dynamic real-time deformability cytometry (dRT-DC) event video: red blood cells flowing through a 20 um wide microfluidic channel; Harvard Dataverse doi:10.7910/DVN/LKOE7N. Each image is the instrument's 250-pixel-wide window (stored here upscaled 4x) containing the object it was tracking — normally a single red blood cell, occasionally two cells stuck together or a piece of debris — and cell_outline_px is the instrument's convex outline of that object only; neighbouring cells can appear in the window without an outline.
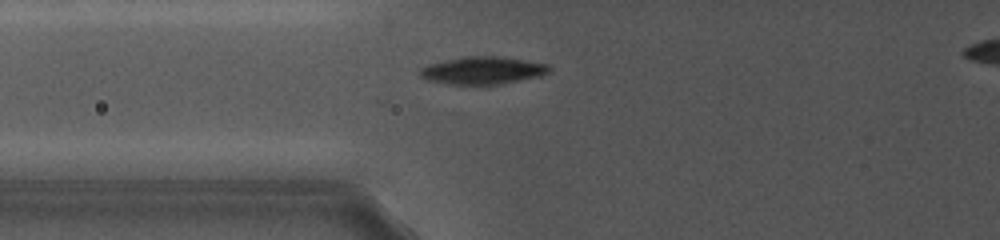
{"species": "common noctule bat (a hibernating species)", "species_latin": "Nyctalus noctula", "temperature_condition": "cold", "stored_images_in_passage": 8, "segment_of_instrument_passage": [1, 2], "camera_frame_rate_fps": 5000, "um_per_image_px": 0.085, "animal": {"sex": "female", "body_mass_g": 19.0, "forearm_length_mm": 56.7}, "frame": {"image": 1, "passage_image": 7, "time_ms": 6.2, "image_size_px": [1000, 240], "cell_outline_px": [[552, 72], [540, 76], [500, 84], [448, 84], [428, 80], [420, 76], [416, 72], [420, 68], [428, 64], [444, 60], [464, 56], [500, 56], [548, 64], [552, 68]], "centroid_in_image_um": [41.02, 5.98], "position_along_channel_um": 84.8, "area_um2": 20.92}}